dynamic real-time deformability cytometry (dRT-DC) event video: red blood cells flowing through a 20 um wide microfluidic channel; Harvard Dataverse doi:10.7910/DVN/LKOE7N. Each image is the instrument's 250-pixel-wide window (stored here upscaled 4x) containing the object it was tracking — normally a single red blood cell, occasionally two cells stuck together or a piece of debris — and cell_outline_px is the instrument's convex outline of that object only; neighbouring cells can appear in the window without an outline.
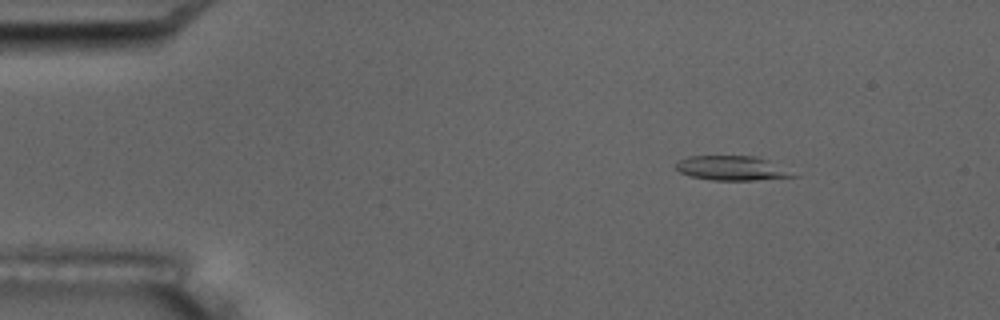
{"species": "common noctule bat (a hibernating species)", "species_latin": "Nyctalus noctula", "temperature_condition": "room temperature", "stored_images_in_passage": 6, "camera_frame_rate_fps": 3000, "um_per_image_px": 0.085, "animal": {"sex": "male", "body_mass_g": 17.5, "forearm_length_mm": 52.3}, "frame": {"image": 1, "passage_image": 3, "time_ms": 2.333, "image_size_px": [1000, 320], "cell_outline_px": [[800, 176], [756, 180], [712, 180], [688, 176], [680, 172], [676, 168], [676, 164], [680, 160], [688, 156], [756, 156], [768, 160]], "centroid_in_image_um": [62.2, 14.3], "position_along_channel_um": 22.8, "area_um2": 16.65}}